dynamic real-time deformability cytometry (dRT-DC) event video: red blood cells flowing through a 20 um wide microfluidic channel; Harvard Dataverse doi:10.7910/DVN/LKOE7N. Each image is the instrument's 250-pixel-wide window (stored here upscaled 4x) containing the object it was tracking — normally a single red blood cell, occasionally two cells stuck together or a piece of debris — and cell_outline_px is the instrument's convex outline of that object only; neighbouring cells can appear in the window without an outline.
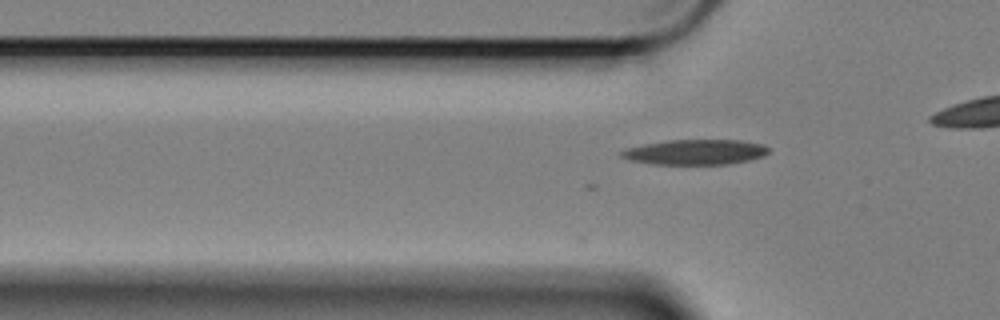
{"species": "Egyptian fruit bat (a non-hibernating species)", "species_latin": "Rousettus aegyptiacus", "temperature_condition": "cold", "stored_images_in_passage": 31, "camera_frame_rate_fps": 3000, "um_per_image_px": 0.085, "animal": {"sex": "female"}, "frame": {"image": 1, "passage_image": 2, "time_ms": 0.333, "image_size_px": [1000, 320], "cell_outline_px": [[768, 152], [764, 156], [748, 160], [728, 164], [652, 164], [632, 160], [620, 156], [620, 152], [628, 148], [644, 144], [668, 140], [740, 140], [760, 144], [768, 148]], "centroid_in_image_um": [59.1, 12.92], "position_along_channel_um": 66.7, "area_um2": 21.33}}
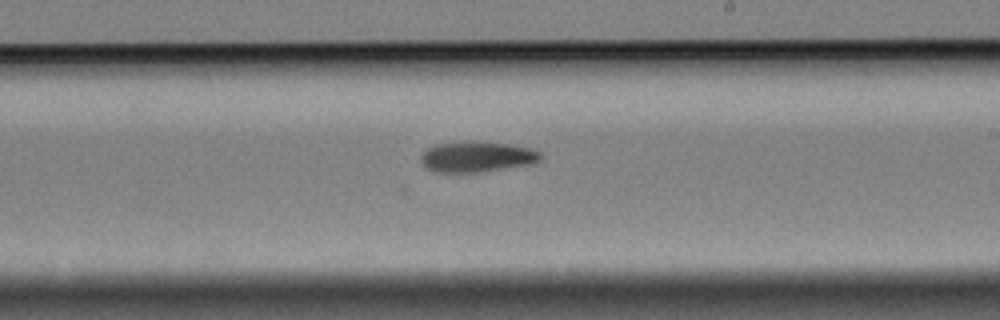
{"frame": {"image": 2, "passage_image": 18, "time_ms": 5.667, "image_size_px": [1000, 320], "cell_outline_px": [[540, 160], [524, 164], [476, 172], [436, 172], [424, 168], [420, 160], [420, 156], [428, 148], [436, 144], [472, 140], [508, 144], [528, 148], [540, 152]], "centroid_in_image_um": [40.42, 13.3], "position_along_channel_um": 248.6, "area_um2": 20.98}}
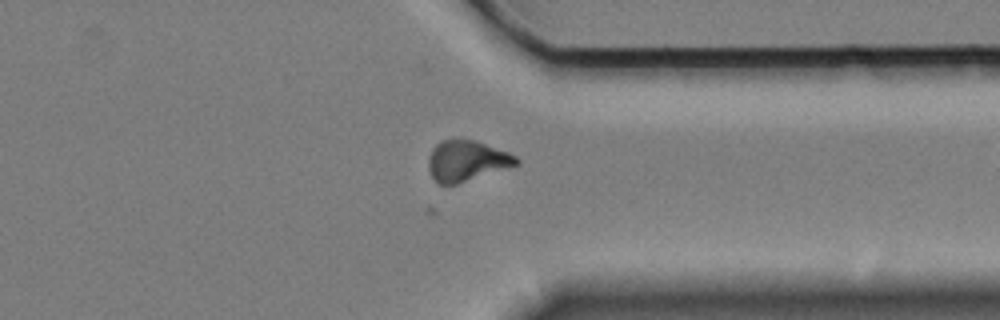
{"frame": {"image": 3, "passage_image": 29, "time_ms": 9.333, "image_size_px": [1000, 320], "cell_outline_px": [[520, 164], [456, 184], [436, 184], [428, 168], [428, 160], [432, 148], [440, 140], [460, 136], [476, 140], [508, 152], [516, 156], [520, 160]], "centroid_in_image_um": [39.65, 13.62], "position_along_channel_um": 371.8, "area_um2": 21.33}}